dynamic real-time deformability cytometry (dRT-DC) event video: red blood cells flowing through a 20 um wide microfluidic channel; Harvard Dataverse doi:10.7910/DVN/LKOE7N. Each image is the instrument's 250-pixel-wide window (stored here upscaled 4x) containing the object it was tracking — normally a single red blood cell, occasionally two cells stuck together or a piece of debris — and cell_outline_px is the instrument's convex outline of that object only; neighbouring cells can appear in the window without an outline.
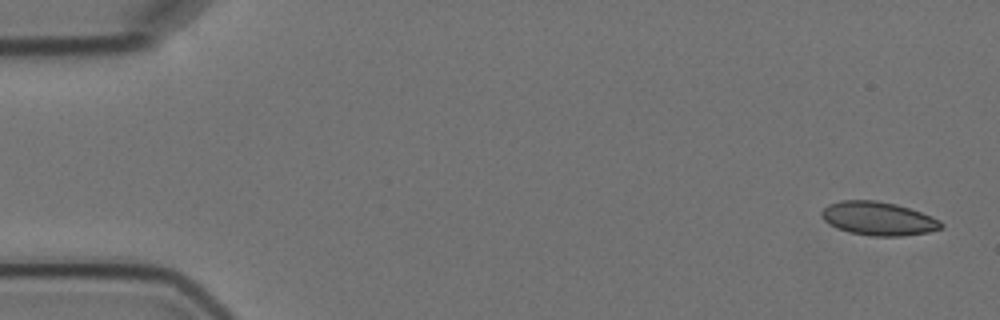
{"species": "Egyptian fruit bat (a non-hibernating species)", "species_latin": "Rousettus aegyptiacus", "temperature_condition": "cold", "stored_images_in_passage": 5, "camera_frame_rate_fps": 3000, "um_per_image_px": 0.085, "animal": {"sex": "female"}, "frame": {"image": 1, "passage_image": 1, "time_ms": 0.0, "image_size_px": [1000, 320], "cell_outline_px": [[944, 228], [928, 232], [900, 236], [872, 236], [848, 232], [836, 228], [828, 224], [820, 216], [820, 212], [828, 204], [840, 200], [876, 200], [896, 204], [920, 212], [940, 220], [944, 224]], "centroid_in_image_um": [74.62, 18.58], "position_along_channel_um": 10.4, "area_um2": 23.52}}
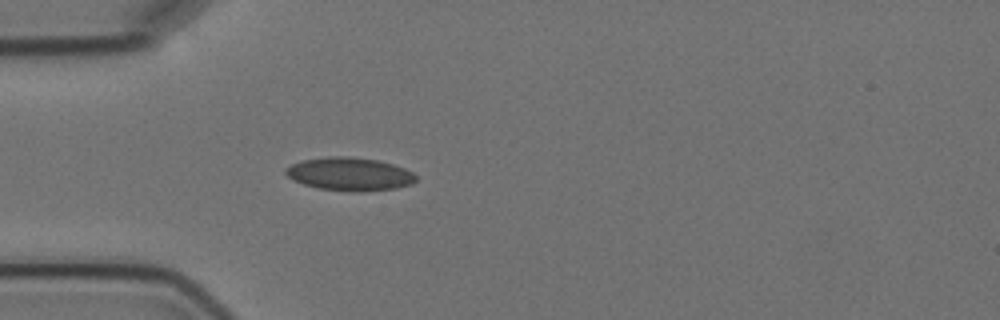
{"frame": {"image": 2, "passage_image": 5, "time_ms": 4.667, "image_size_px": [1000, 320], "cell_outline_px": [[416, 180], [412, 184], [396, 188], [360, 192], [356, 192], [316, 188], [292, 180], [284, 172], [284, 168], [300, 160], [328, 156], [348, 156], [376, 160], [392, 164], [404, 168], [412, 172], [416, 176]], "centroid_in_image_um": [29.68, 14.79], "position_along_channel_um": 55.3, "area_um2": 25.32}}